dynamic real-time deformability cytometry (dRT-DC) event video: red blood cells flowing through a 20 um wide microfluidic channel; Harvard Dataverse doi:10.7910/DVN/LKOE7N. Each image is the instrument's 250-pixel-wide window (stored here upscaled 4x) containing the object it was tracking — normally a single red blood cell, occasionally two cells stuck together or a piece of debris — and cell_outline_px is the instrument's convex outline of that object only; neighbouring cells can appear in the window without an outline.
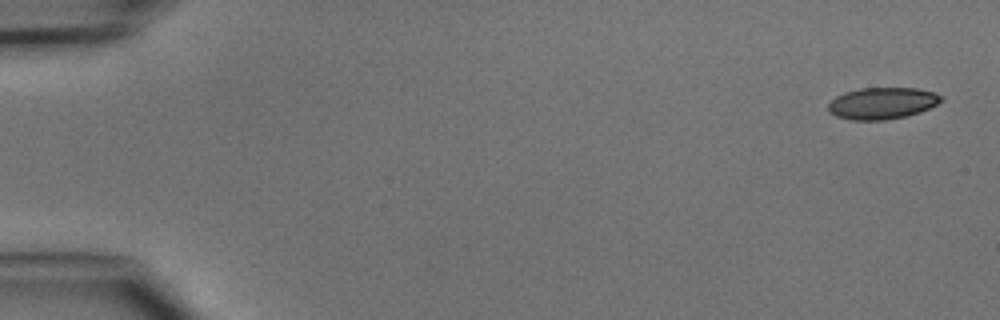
{"species": "common noctule bat (a hibernating species)", "species_latin": "Nyctalus noctula", "temperature_condition": "cold", "stored_images_in_passage": 4, "camera_frame_rate_fps": 3000, "um_per_image_px": 0.085, "animal": {"sex": "male", "body_mass_g": 15.6}, "frame": {"image": 1, "passage_image": 1, "time_ms": 0.0, "image_size_px": [1000, 320], "cell_outline_px": [[944, 100], [920, 112], [908, 116], [884, 120], [852, 120], [836, 116], [828, 112], [828, 104], [836, 96], [844, 92], [860, 88], [916, 88], [936, 92], [944, 96]], "centroid_in_image_um": [75.01, 8.77], "position_along_channel_um": 10.0, "area_um2": 21.04}}
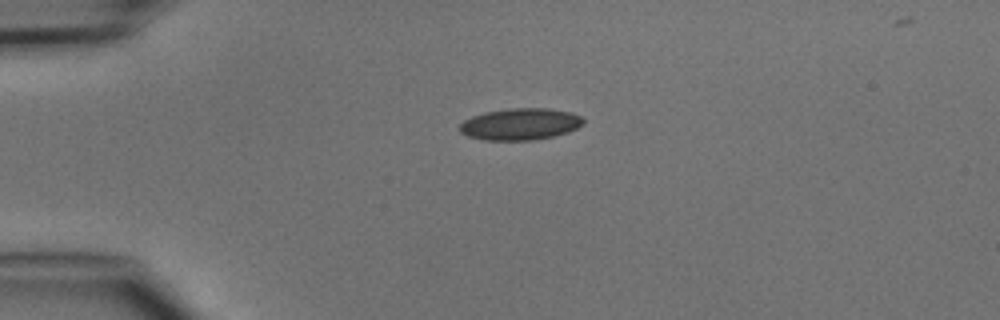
{"frame": {"image": 2, "passage_image": 3, "time_ms": 3.333, "image_size_px": [1000, 320], "cell_outline_px": [[584, 124], [568, 132], [552, 136], [532, 140], [484, 140], [468, 136], [460, 132], [460, 124], [464, 120], [472, 116], [484, 112], [512, 108], [548, 108], [572, 112], [580, 116], [584, 120]], "centroid_in_image_um": [44.23, 10.54], "position_along_channel_um": 40.8, "area_um2": 22.83}}